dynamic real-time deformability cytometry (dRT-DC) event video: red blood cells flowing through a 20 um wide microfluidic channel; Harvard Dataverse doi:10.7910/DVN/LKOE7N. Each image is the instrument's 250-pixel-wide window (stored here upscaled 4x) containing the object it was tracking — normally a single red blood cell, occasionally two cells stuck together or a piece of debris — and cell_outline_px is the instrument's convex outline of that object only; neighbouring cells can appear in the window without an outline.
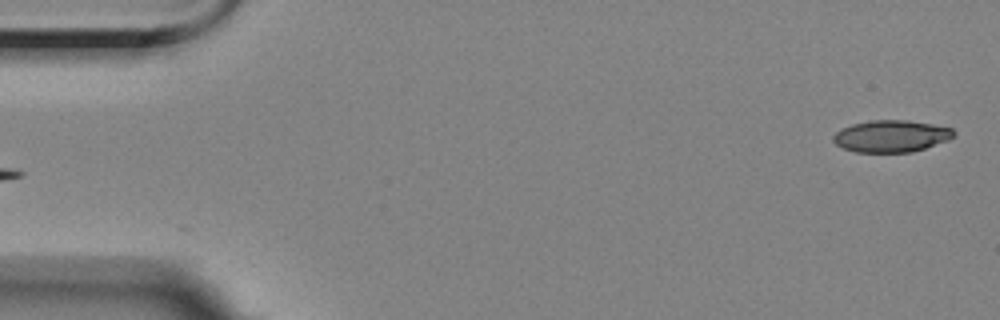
{"species": "Egyptian fruit bat (a non-hibernating species)", "species_latin": "Rousettus aegyptiacus", "temperature_condition": "room temperature", "stored_images_in_passage": 5, "segment_of_instrument_passage": [2, 2], "camera_frame_rate_fps": 3000, "um_per_image_px": 0.085, "animal": {"sex": "female"}, "frame": {"image": 1, "passage_image": 5, "time_ms": 4.667, "image_size_px": [1000, 320], "cell_outline_px": [[956, 132], [948, 140], [912, 152], [856, 152], [844, 148], [836, 144], [832, 140], [832, 136], [840, 128], [852, 124], [872, 120], [908, 120], [932, 124], [952, 128]], "centroid_in_image_um": [75.73, 11.56], "position_along_channel_um": 9.3, "area_um2": 22.37}}